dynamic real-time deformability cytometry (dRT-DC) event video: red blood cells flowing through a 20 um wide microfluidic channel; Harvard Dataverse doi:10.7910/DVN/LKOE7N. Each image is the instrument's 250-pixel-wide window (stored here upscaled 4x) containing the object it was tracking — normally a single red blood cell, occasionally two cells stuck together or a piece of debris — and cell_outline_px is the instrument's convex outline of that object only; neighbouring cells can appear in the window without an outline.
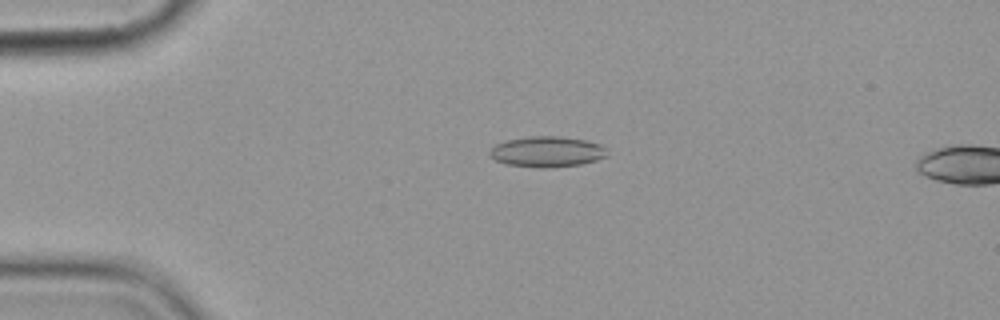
{"species": "common noctule bat (a hibernating species)", "species_latin": "Nyctalus noctula", "temperature_condition": "cold", "stored_images_in_passage": 5, "camera_frame_rate_fps": 3000, "um_per_image_px": 0.085, "animal": {"sex": "female", "body_mass_g": 19.9}, "frame": {"image": 1, "passage_image": 4, "time_ms": 3.333, "image_size_px": [1000, 320], "cell_outline_px": [[608, 156], [596, 160], [580, 164], [544, 168], [540, 168], [504, 164], [488, 156], [488, 152], [496, 144], [504, 140], [528, 136], [560, 136], [584, 140], [600, 144], [608, 148]], "centroid_in_image_um": [46.48, 12.89], "position_along_channel_um": 38.5, "area_um2": 21.21}}